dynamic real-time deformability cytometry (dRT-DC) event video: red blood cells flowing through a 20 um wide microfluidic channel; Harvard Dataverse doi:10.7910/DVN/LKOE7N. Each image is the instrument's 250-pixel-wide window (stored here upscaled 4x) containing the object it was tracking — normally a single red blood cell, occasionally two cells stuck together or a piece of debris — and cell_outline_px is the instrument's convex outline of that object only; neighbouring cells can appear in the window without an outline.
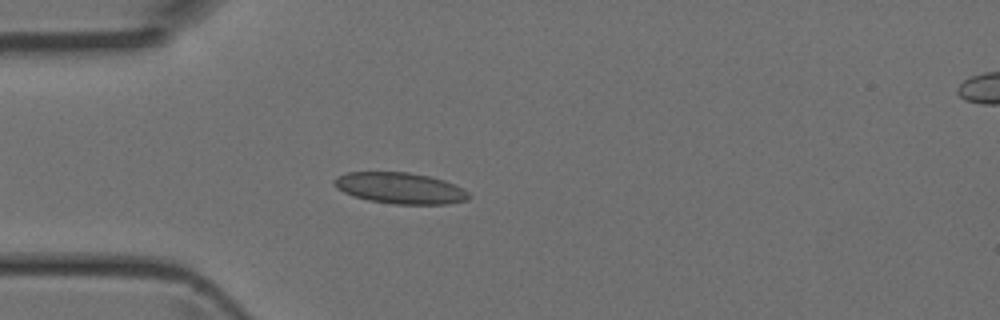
{"species": "Egyptian fruit bat (a non-hibernating species)", "species_latin": "Rousettus aegyptiacus", "temperature_condition": "room temperature", "stored_images_in_passage": 4, "camera_frame_rate_fps": 3000, "um_per_image_px": 0.085, "animal": {"sex": "female"}, "frame": {"image": 1, "passage_image": 4, "time_ms": 1.0, "image_size_px": [1000, 320], "cell_outline_px": [[472, 196], [468, 200], [448, 204], [392, 204], [368, 200], [352, 196], [336, 188], [332, 184], [332, 180], [336, 176], [348, 172], [408, 172], [428, 176], [444, 180], [468, 192]], "centroid_in_image_um": [33.97, 15.99], "position_along_channel_um": 51.0, "area_um2": 24.57}}